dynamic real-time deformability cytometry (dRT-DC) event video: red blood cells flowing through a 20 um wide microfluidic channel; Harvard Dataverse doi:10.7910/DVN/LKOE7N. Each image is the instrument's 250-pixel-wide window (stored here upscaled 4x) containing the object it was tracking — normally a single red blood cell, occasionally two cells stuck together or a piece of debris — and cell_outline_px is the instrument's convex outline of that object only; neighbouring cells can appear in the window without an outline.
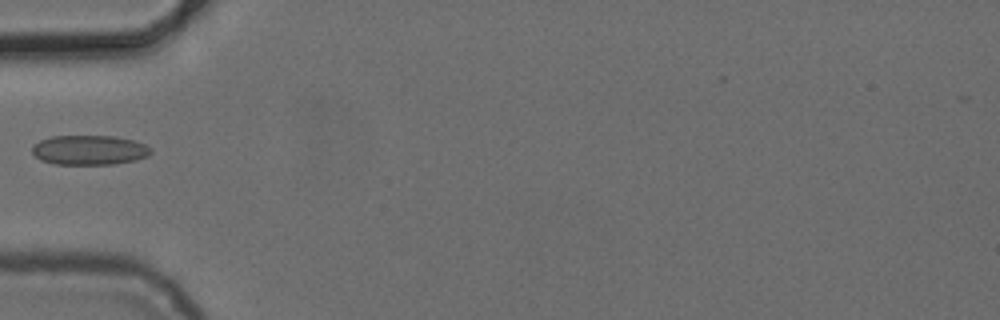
{"species": "common noctule bat (a hibernating species)", "species_latin": "Nyctalus noctula", "temperature_condition": "cold", "stored_images_in_passage": 2, "camera_frame_rate_fps": 3000, "um_per_image_px": 0.085, "animal": {"sex": "female", "body_mass_g": 24.6, "forearm_length_mm": 56.2}, "frame": {"image": 1, "passage_image": 1, "time_ms": 0.0, "image_size_px": [1000, 320], "cell_outline_px": [[152, 152], [148, 156], [136, 160], [116, 164], [52, 164], [40, 160], [32, 152], [32, 144], [40, 140], [52, 136], [116, 136], [132, 140], [144, 144], [152, 148]], "centroid_in_image_um": [7.59, 12.75], "position_along_channel_um": 77.4, "area_um2": 20.69}}
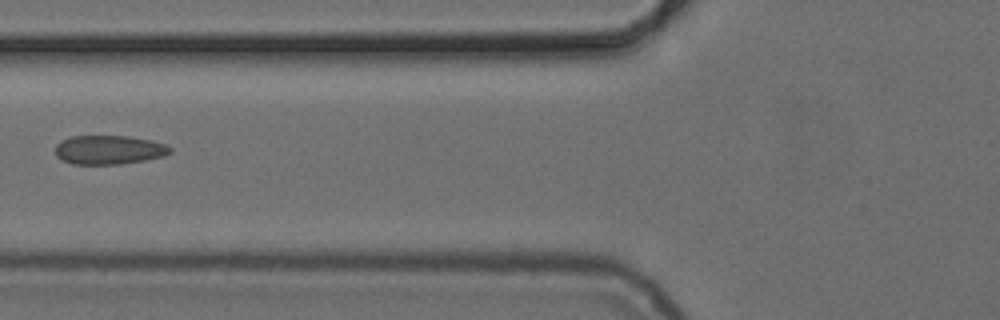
{"frame": {"image": 2, "passage_image": 2, "time_ms": 1.0, "image_size_px": [1000, 320], "cell_outline_px": [[172, 152], [164, 156], [144, 160], [120, 164], [72, 164], [56, 156], [56, 144], [60, 140], [72, 136], [128, 136], [152, 140], [164, 144], [172, 148]], "centroid_in_image_um": [9.27, 12.73], "position_along_channel_um": 116.5, "area_um2": 19.42}}